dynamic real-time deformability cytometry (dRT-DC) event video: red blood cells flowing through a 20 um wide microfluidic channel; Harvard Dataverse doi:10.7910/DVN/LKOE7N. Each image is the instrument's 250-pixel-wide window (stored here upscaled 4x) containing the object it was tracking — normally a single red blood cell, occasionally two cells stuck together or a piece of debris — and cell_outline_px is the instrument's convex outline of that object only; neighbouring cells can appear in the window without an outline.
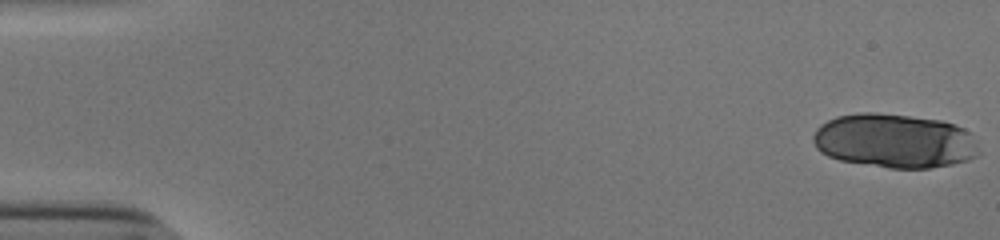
{"species": "human", "species_latin": "Homo sapiens", "temperature_condition": "cold", "stored_images_in_passage": 52, "segment_of_instrument_passage": [1, 2], "camera_frame_rate_fps": 3000, "um_per_image_px": 0.085, "donor": {"sex": "male"}, "frame": {"image": 1, "passage_image": 1, "time_ms": 0.0, "image_size_px": [1000, 240], "cell_outline_px": [[980, 156], [968, 160], [952, 164], [928, 168], [888, 168], [840, 160], [828, 156], [820, 152], [816, 148], [812, 140], [812, 136], [816, 128], [820, 124], [836, 116], [860, 112], [876, 112], [940, 120], [956, 124], [972, 132], [980, 152]], "centroid_in_image_um": [76.04, 11.97], "position_along_channel_um": 9.0, "area_um2": 52.94}}
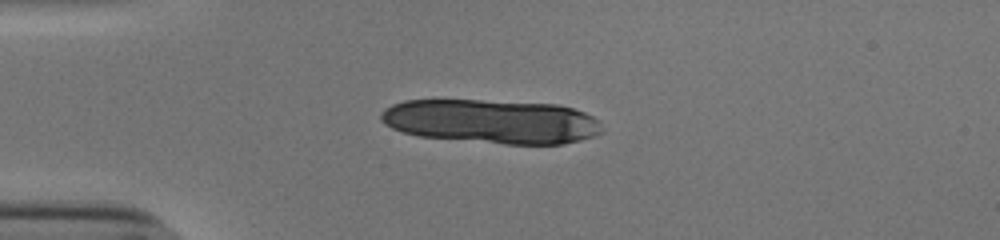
{"frame": {"image": 2, "passage_image": 14, "time_ms": 4.333, "image_size_px": [1000, 240], "cell_outline_px": [[604, 132], [580, 140], [564, 144], [504, 144], [420, 136], [404, 132], [392, 128], [384, 124], [380, 120], [380, 112], [384, 108], [392, 104], [404, 100], [480, 100], [556, 104], [572, 108], [584, 112], [600, 120]], "centroid_in_image_um": [41.79, 10.32], "position_along_channel_um": 43.2, "area_um2": 57.05}}